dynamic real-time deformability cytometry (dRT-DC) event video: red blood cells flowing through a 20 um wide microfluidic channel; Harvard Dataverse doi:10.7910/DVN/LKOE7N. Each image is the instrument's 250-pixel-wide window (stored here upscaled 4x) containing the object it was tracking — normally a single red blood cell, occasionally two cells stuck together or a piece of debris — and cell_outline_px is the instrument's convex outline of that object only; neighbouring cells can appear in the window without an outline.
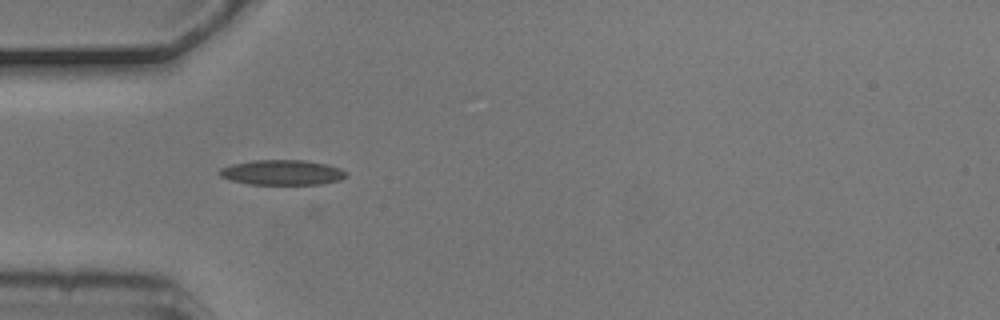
{"species": "common noctule bat (a hibernating species)", "species_latin": "Nyctalus noctula", "temperature_condition": "cold", "stored_images_in_passage": 5, "camera_frame_rate_fps": 3000, "um_per_image_px": 0.085, "animal": {"sex": "male", "body_mass_g": 20.5, "forearm_length_mm": 52.5}, "frame": {"image": 1, "passage_image": 5, "time_ms": 1.333, "image_size_px": [1000, 320], "cell_outline_px": [[348, 176], [340, 180], [320, 184], [248, 184], [232, 180], [220, 176], [220, 168], [232, 164], [252, 160], [304, 160], [328, 164], [340, 168], [348, 172]], "centroid_in_image_um": [24.03, 14.65], "position_along_channel_um": 61.0, "area_um2": 18.55}}